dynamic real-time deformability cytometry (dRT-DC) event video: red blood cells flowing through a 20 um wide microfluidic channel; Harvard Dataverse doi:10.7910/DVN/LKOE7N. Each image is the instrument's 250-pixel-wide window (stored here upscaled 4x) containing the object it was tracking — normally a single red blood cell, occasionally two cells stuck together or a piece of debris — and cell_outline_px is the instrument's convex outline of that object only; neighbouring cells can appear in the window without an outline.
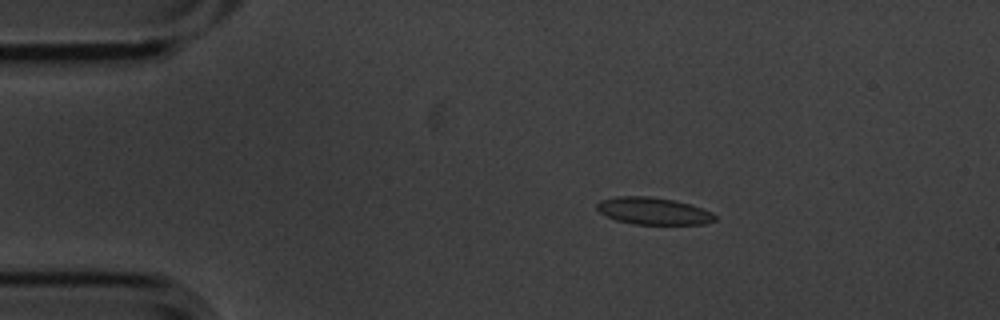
{"species": "common noctule bat (a hibernating species)", "species_latin": "Nyctalus noctula", "temperature_condition": "cold", "stored_images_in_passage": 5, "camera_frame_rate_fps": 3000, "um_per_image_px": 0.085, "animal": {"sex": "male", "body_mass_g": 20.1, "forearm_length_mm": 53.5}, "frame": {"image": 1, "passage_image": 2, "time_ms": 0.333, "image_size_px": [1000, 320], "cell_outline_px": [[716, 220], [704, 224], [632, 224], [616, 220], [600, 212], [596, 208], [596, 204], [600, 200], [616, 196], [648, 196], [672, 200], [688, 204], [712, 212], [716, 216]], "centroid_in_image_um": [55.51, 17.94], "position_along_channel_um": 29.5, "area_um2": 18.5}}
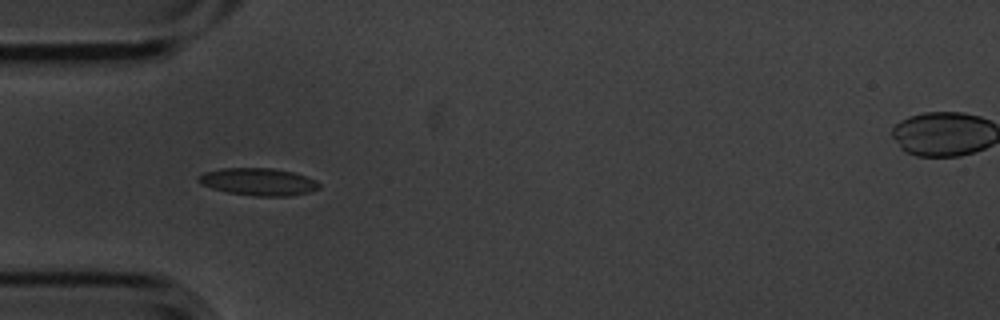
{"frame": {"image": 2, "passage_image": 4, "time_ms": 1.0, "image_size_px": [1000, 320], "cell_outline_px": [[320, 188], [308, 192], [288, 196], [252, 196], [228, 192], [212, 188], [200, 184], [196, 180], [196, 176], [204, 172], [220, 168], [272, 168], [292, 172], [316, 180], [320, 184]], "centroid_in_image_um": [21.91, 15.45], "position_along_channel_um": 63.1, "area_um2": 19.31}}
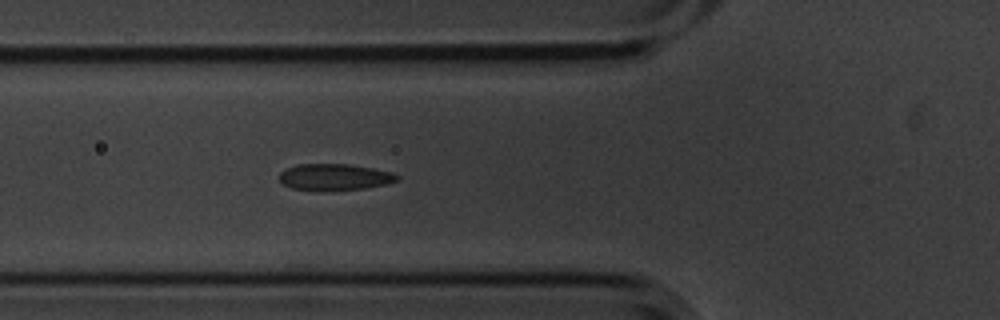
{"frame": {"image": 3, "passage_image": 5, "time_ms": 1.333, "image_size_px": [1000, 320], "cell_outline_px": [[400, 176], [396, 180], [384, 184], [364, 188], [324, 192], [320, 192], [292, 188], [284, 184], [280, 180], [280, 172], [296, 164], [348, 164], [372, 168], [392, 172]], "centroid_in_image_um": [28.41, 15.06], "position_along_channel_um": 97.4, "area_um2": 18.26}}